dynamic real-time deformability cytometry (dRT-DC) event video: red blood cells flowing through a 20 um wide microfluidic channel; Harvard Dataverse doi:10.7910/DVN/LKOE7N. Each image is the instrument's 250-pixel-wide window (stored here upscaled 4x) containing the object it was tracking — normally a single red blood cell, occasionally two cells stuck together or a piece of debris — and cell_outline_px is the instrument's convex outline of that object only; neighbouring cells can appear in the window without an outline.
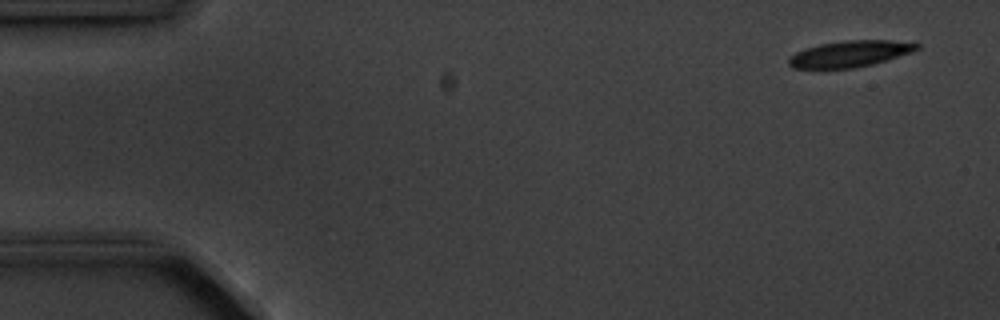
{"species": "common noctule bat (a hibernating species)", "species_latin": "Nyctalus noctula", "temperature_condition": "cold", "stored_images_in_passage": 5, "camera_frame_rate_fps": 3000, "um_per_image_px": 0.085, "animal": {"sex": "male", "body_mass_g": 20.1, "forearm_length_mm": 53.5}, "frame": {"image": 1, "passage_image": 1, "time_ms": 0.0, "image_size_px": [1000, 320], "cell_outline_px": [[920, 48], [912, 52], [872, 64], [852, 68], [792, 68], [788, 64], [788, 60], [796, 52], [804, 48], [820, 44], [844, 40], [916, 40], [920, 44]], "centroid_in_image_um": [72.33, 4.54], "position_along_channel_um": 12.7, "area_um2": 19.83}}
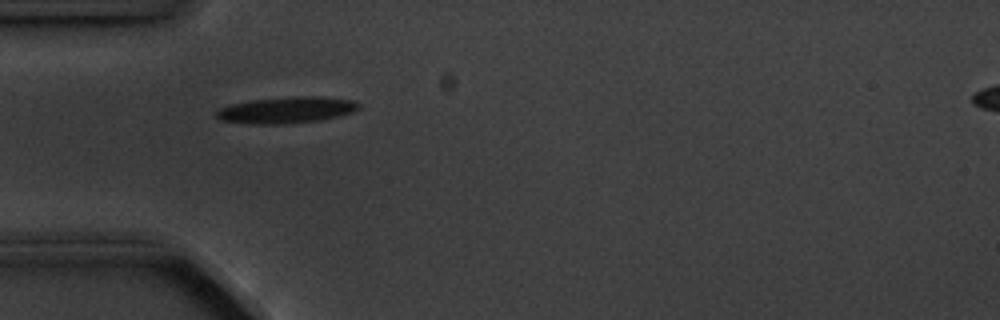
{"frame": {"image": 2, "passage_image": 4, "time_ms": 4.333, "image_size_px": [1000, 320], "cell_outline_px": [[360, 108], [352, 112], [320, 120], [280, 124], [252, 124], [220, 120], [216, 116], [216, 112], [220, 108], [232, 104], [252, 100], [296, 96], [320, 96], [352, 100], [360, 104]], "centroid_in_image_um": [24.35, 9.35], "position_along_channel_um": 60.6, "area_um2": 21.68}}